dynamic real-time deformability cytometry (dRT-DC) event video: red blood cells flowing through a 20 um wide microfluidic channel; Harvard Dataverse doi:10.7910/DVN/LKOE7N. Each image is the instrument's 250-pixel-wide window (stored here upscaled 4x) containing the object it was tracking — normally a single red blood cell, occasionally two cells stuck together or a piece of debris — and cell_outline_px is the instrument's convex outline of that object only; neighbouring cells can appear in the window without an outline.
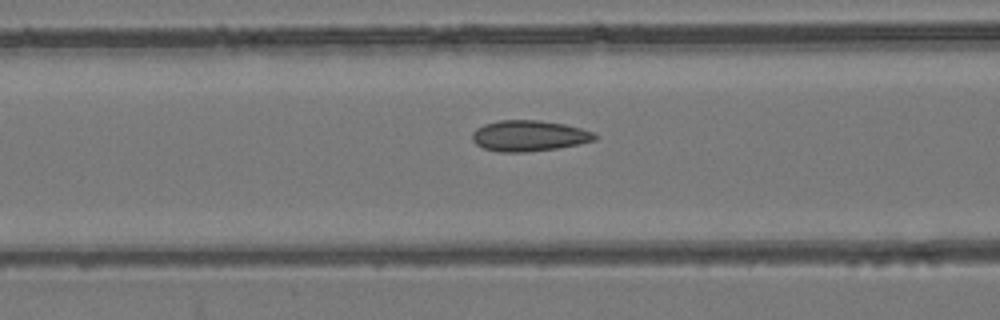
{"species": "common noctule bat (a hibernating species)", "species_latin": "Nyctalus noctula", "temperature_condition": "room temperature", "stored_images_in_passage": 38, "camera_frame_rate_fps": 3000, "um_per_image_px": 0.085, "animal": {"sex": "female", "body_mass_g": 24.6, "forearm_length_mm": 56.2}, "frame": {"image": 1, "passage_image": 9, "time_ms": 2.667, "image_size_px": [1000, 320], "cell_outline_px": [[600, 136], [596, 140], [560, 148], [524, 152], [496, 152], [484, 148], [476, 144], [472, 140], [472, 132], [476, 128], [484, 124], [500, 120], [536, 120], [564, 124], [580, 128], [592, 132]], "centroid_in_image_um": [44.96, 11.55], "position_along_channel_um": 121.6, "area_um2": 22.14}}
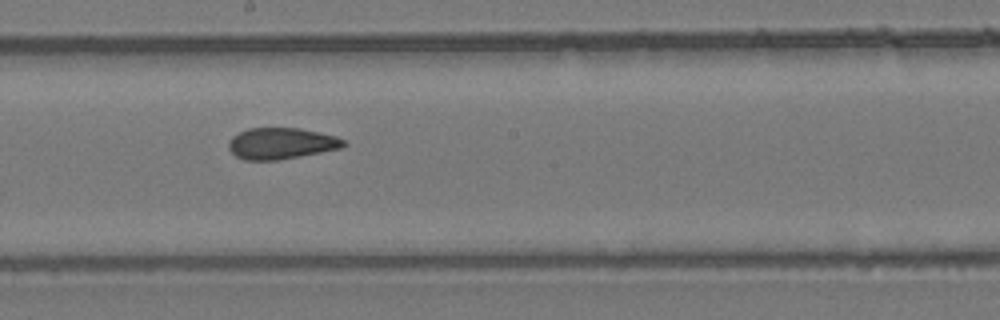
{"frame": {"image": 2, "passage_image": 17, "time_ms": 5.333, "image_size_px": [1000, 320], "cell_outline_px": [[348, 144], [340, 148], [300, 156], [276, 160], [244, 160], [236, 156], [228, 148], [228, 144], [232, 136], [248, 128], [300, 128], [336, 136], [344, 140]], "centroid_in_image_um": [23.89, 12.19], "position_along_channel_um": 224.3, "area_um2": 20.87}}
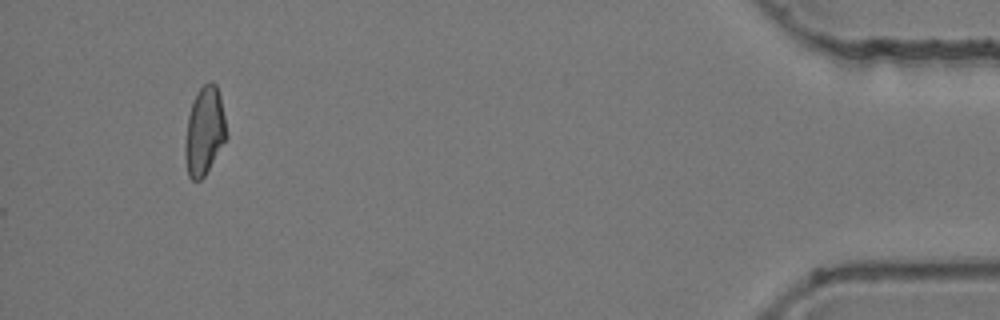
{"frame": {"image": 3, "passage_image": 38, "time_ms": 12.333, "image_size_px": [1000, 320], "cell_outline_px": [[228, 136], [204, 176], [200, 180], [192, 180], [188, 176], [184, 156], [184, 144], [188, 116], [192, 100], [196, 92], [204, 84], [212, 80], [216, 84], [220, 96]], "centroid_in_image_um": [17.36, 11.13], "position_along_channel_um": 417.8, "area_um2": 21.39}, "authors_computed_cell_mechanics": {"area_um2": 21.097, "velocity_mm_per_s": 3.8576, "shape_relaxation_time_tau1_ms": null, "shape_relaxation_time_tau2_ms": 1.9022, "deformation_change_tau1": null, "deformation_change_tau2": 0.0646}}